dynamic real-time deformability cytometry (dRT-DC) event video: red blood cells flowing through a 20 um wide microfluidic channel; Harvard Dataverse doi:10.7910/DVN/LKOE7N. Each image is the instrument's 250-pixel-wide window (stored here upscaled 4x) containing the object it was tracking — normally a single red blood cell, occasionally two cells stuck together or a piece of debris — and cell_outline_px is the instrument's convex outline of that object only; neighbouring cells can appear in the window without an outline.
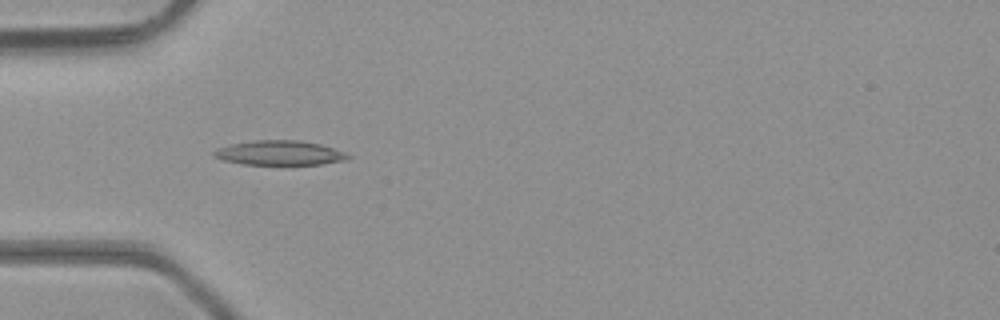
{"species": "common noctule bat (a hibernating species)", "species_latin": "Nyctalus noctula", "temperature_condition": "room temperature", "stored_images_in_passage": 42, "camera_frame_rate_fps": 3000, "um_per_image_px": 0.085, "animal": {"sex": "male", "body_mass_g": 23.1, "forearm_length_mm": 52.7}, "frame": {"image": 1, "passage_image": 10, "time_ms": 3.0, "image_size_px": [1000, 320], "cell_outline_px": [[352, 156], [344, 160], [320, 164], [244, 164], [224, 160], [216, 156], [212, 152], [216, 148], [232, 144], [252, 140], [300, 140], [320, 144], [344, 152]], "centroid_in_image_um": [23.76, 12.98], "position_along_channel_um": 61.2, "area_um2": 18.9}}
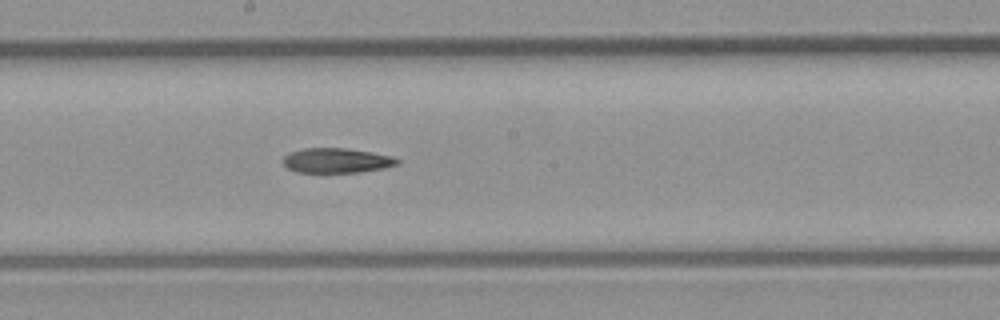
{"frame": {"image": 2, "passage_image": 21, "time_ms": 6.667, "image_size_px": [1000, 320], "cell_outline_px": [[400, 164], [384, 168], [360, 172], [296, 172], [288, 168], [284, 164], [284, 156], [288, 152], [304, 148], [348, 148], [372, 152], [392, 156], [400, 160]], "centroid_in_image_um": [28.63, 13.63], "position_along_channel_um": 219.6, "area_um2": 16.59}}
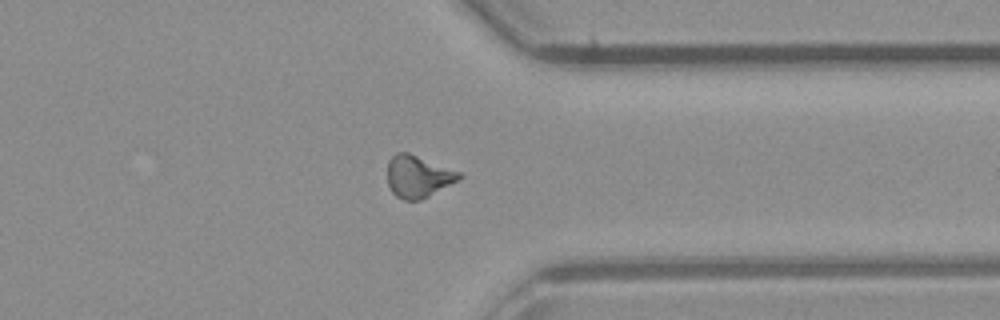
{"frame": {"image": 3, "passage_image": 32, "time_ms": 10.333, "image_size_px": [1000, 320], "cell_outline_px": [[464, 176], [428, 196], [420, 200], [404, 200], [396, 196], [392, 192], [388, 184], [388, 160], [396, 152], [408, 152], [464, 172]], "centroid_in_image_um": [35.55, 14.97], "position_along_channel_um": 375.8, "area_um2": 17.69}}